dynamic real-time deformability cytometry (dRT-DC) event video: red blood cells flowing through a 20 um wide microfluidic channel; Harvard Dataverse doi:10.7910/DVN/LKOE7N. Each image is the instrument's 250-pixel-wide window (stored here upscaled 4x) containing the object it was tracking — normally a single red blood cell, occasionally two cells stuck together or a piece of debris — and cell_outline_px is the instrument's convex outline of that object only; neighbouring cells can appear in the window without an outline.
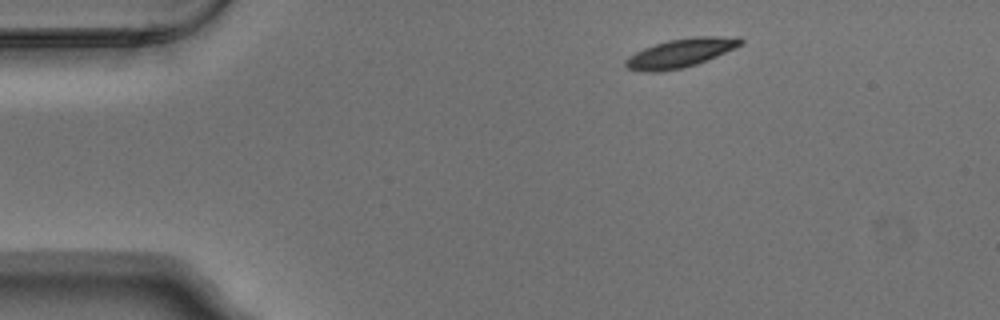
{"species": "Egyptian fruit bat (a non-hibernating species)", "species_latin": "Rousettus aegyptiacus", "temperature_condition": "warm", "stored_images_in_passage": 4, "camera_frame_rate_fps": 3000, "um_per_image_px": 0.085, "animal": {"sex": "male"}, "frame": {"image": 1, "passage_image": 1, "time_ms": 0.0, "image_size_px": [1000, 320], "cell_outline_px": [[744, 44], [736, 48], [696, 64], [680, 68], [660, 72], [640, 72], [628, 68], [624, 64], [624, 60], [628, 56], [644, 48], [668, 40], [696, 36], [740, 36], [744, 40]], "centroid_in_image_um": [57.87, 4.49], "position_along_channel_um": 27.1, "area_um2": 19.42}}
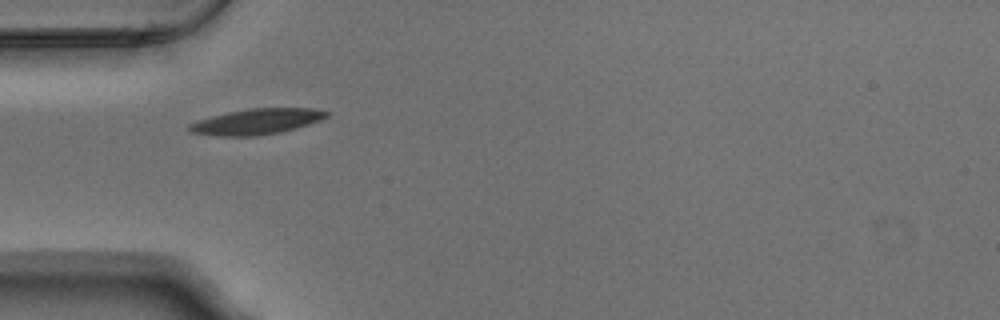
{"frame": {"image": 2, "passage_image": 3, "time_ms": 0.667, "image_size_px": [1000, 320], "cell_outline_px": [[328, 116], [320, 120], [296, 128], [280, 132], [256, 136], [220, 136], [192, 132], [188, 128], [188, 124], [212, 116], [228, 112], [252, 108], [312, 108], [328, 112]], "centroid_in_image_um": [21.83, 10.33], "position_along_channel_um": 63.2, "area_um2": 20.23}}
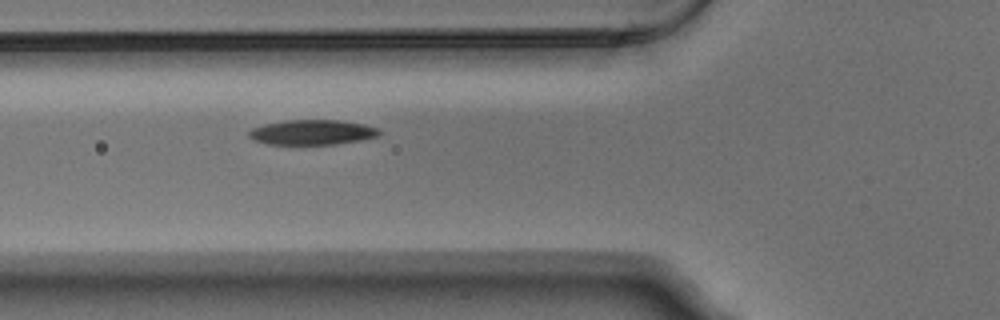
{"frame": {"image": 3, "passage_image": 4, "time_ms": 1.0, "image_size_px": [1000, 320], "cell_outline_px": [[380, 136], [360, 140], [336, 144], [268, 144], [252, 140], [248, 136], [248, 132], [252, 128], [264, 124], [284, 120], [340, 120], [364, 124], [380, 128]], "centroid_in_image_um": [26.54, 11.24], "position_along_channel_um": 99.3, "area_um2": 19.13}}